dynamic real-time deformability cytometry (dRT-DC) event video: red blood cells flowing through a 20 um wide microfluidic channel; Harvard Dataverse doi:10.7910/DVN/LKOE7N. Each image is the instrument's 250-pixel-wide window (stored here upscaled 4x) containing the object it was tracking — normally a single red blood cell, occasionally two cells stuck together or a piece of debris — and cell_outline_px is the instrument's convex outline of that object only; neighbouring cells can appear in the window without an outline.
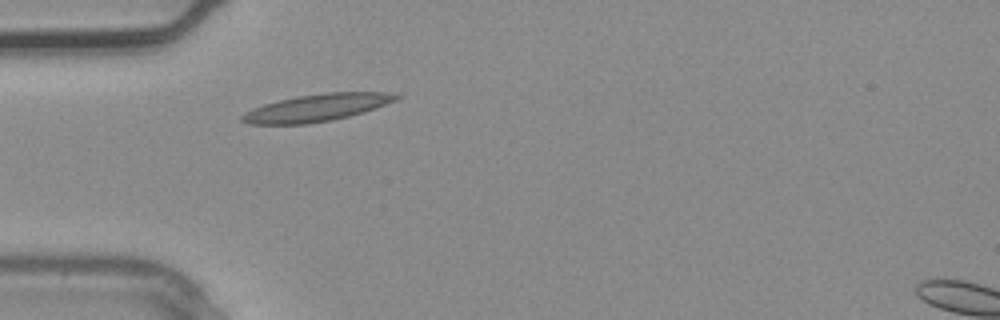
{"species": "common noctule bat (a hibernating species)", "species_latin": "Nyctalus noctula", "temperature_condition": "warm", "stored_images_in_passage": 2, "camera_frame_rate_fps": 3000, "um_per_image_px": 0.085, "animal": {"sex": "male", "body_mass_g": 20.4}, "frame": {"image": 1, "passage_image": 1, "time_ms": 0.0, "image_size_px": [1000, 320], "cell_outline_px": [[404, 96], [396, 100], [376, 108], [364, 112], [332, 120], [308, 124], [248, 124], [240, 120], [240, 116], [244, 112], [252, 108], [264, 104], [296, 96], [328, 92], [384, 92]], "centroid_in_image_um": [26.91, 9.16], "position_along_channel_um": 58.1, "area_um2": 24.51}}